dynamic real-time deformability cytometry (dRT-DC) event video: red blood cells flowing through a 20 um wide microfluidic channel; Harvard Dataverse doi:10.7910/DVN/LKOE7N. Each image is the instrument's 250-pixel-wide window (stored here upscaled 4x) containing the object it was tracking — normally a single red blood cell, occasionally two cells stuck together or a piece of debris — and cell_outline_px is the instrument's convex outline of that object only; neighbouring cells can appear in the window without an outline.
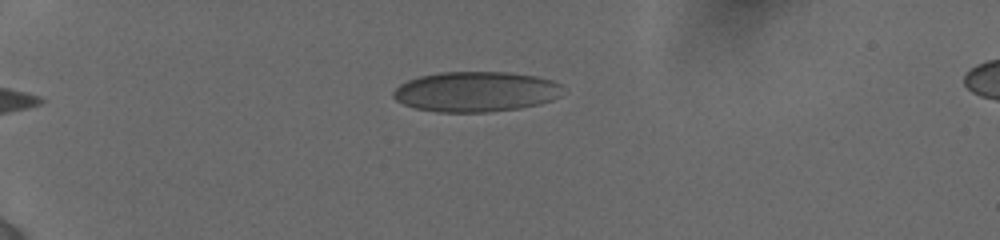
{"species": "human", "species_latin": "Homo sapiens", "temperature_condition": "cold", "stored_images_in_passage": 13, "camera_frame_rate_fps": 3000, "um_per_image_px": 0.085, "donor": {"sex": "female"}, "frame": {"image": 1, "passage_image": 1, "time_ms": 0.0, "image_size_px": [1000, 240], "cell_outline_px": [[560, 96], [552, 100], [540, 104], [520, 108], [488, 112], [440, 112], [416, 108], [404, 104], [396, 100], [392, 96], [392, 92], [400, 84], [408, 80], [420, 76], [440, 72], [508, 72], [536, 76], [552, 80], [560, 84]], "centroid_in_image_um": [40.44, 7.79], "position_along_channel_um": 44.6, "area_um2": 39.71}}
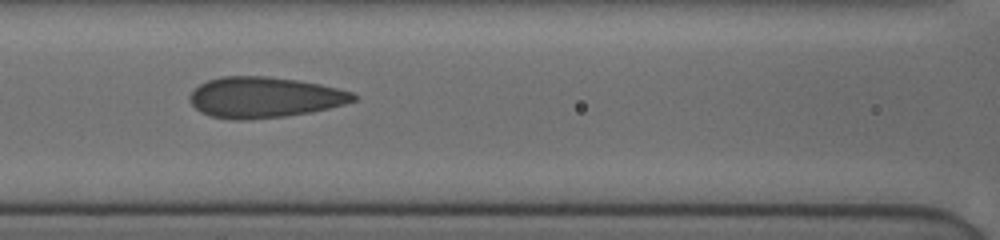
{"frame": {"image": 2, "passage_image": 8, "time_ms": 4.0, "image_size_px": [1000, 240], "cell_outline_px": [[356, 100], [344, 104], [312, 112], [284, 116], [252, 120], [232, 120], [208, 116], [200, 112], [192, 104], [188, 96], [200, 84], [208, 80], [220, 76], [268, 76], [296, 80], [320, 84], [352, 92], [356, 96]], "centroid_in_image_um": [22.44, 8.28], "position_along_channel_um": 144.2, "area_um2": 38.96}}
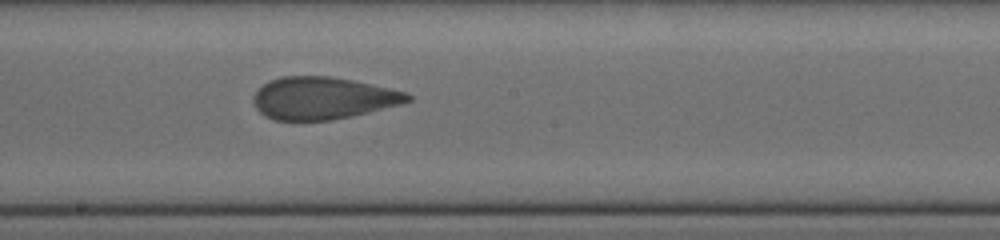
{"frame": {"image": 3, "passage_image": 13, "time_ms": 6.0, "image_size_px": [1000, 240], "cell_outline_px": [[412, 100], [400, 104], [352, 116], [332, 120], [272, 120], [264, 116], [256, 108], [252, 100], [252, 96], [264, 84], [280, 76], [332, 76], [352, 80], [408, 92], [412, 96]], "centroid_in_image_um": [27.43, 8.34], "position_along_channel_um": 220.8, "area_um2": 37.97}}